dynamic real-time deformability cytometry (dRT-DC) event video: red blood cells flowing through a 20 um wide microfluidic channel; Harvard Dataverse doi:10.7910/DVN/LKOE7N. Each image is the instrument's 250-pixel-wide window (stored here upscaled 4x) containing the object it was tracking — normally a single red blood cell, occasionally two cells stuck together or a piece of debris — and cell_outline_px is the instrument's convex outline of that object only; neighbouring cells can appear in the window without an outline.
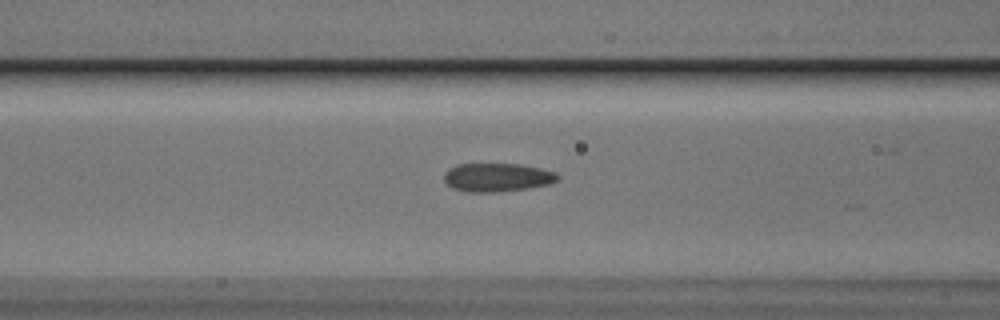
{"species": "Egyptian fruit bat (a non-hibernating species)", "species_latin": "Rousettus aegyptiacus", "temperature_condition": "cold", "stored_images_in_passage": 11, "camera_frame_rate_fps": 3000, "um_per_image_px": 0.085, "animal": {"sex": "male"}, "frame": {"image": 1, "passage_image": 5, "time_ms": 1.333, "image_size_px": [1000, 320], "cell_outline_px": [[560, 176], [556, 180], [548, 184], [528, 188], [500, 192], [468, 192], [452, 188], [444, 180], [444, 172], [448, 168], [456, 164], [520, 164], [540, 168], [556, 172]], "centroid_in_image_um": [42.23, 15.07], "position_along_channel_um": 124.4, "area_um2": 18.96}}
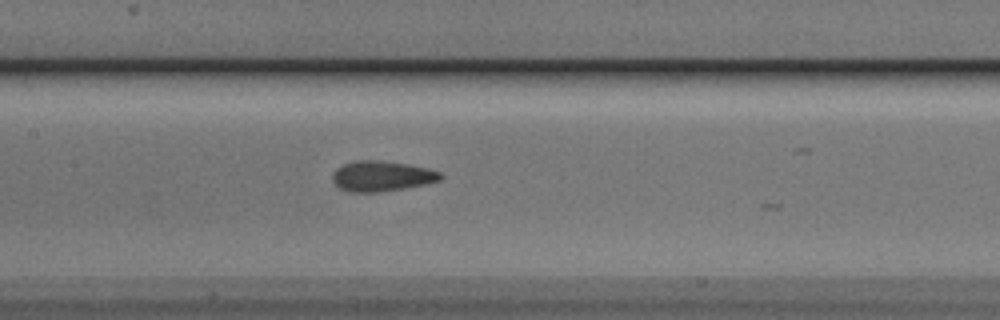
{"frame": {"image": 2, "passage_image": 9, "time_ms": 2.667, "image_size_px": [1000, 320], "cell_outline_px": [[444, 176], [440, 180], [424, 184], [404, 188], [380, 192], [348, 192], [340, 188], [332, 180], [332, 172], [336, 168], [344, 164], [356, 160], [380, 160], [408, 164], [428, 168], [440, 172]], "centroid_in_image_um": [32.43, 14.96], "position_along_channel_um": 175.0, "area_um2": 19.19}}